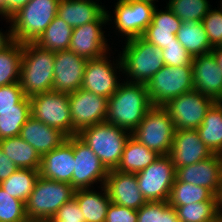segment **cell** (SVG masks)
<instances>
[{
	"label": "cell",
	"mask_w": 222,
	"mask_h": 222,
	"mask_svg": "<svg viewBox=\"0 0 222 222\" xmlns=\"http://www.w3.org/2000/svg\"><path fill=\"white\" fill-rule=\"evenodd\" d=\"M74 171L71 185L75 189L91 188L94 183L105 184L108 170L92 149L77 135L72 136Z\"/></svg>",
	"instance_id": "14"
},
{
	"label": "cell",
	"mask_w": 222,
	"mask_h": 222,
	"mask_svg": "<svg viewBox=\"0 0 222 222\" xmlns=\"http://www.w3.org/2000/svg\"><path fill=\"white\" fill-rule=\"evenodd\" d=\"M201 201H215V195L203 186L180 182L175 178L168 199L171 206H183Z\"/></svg>",
	"instance_id": "34"
},
{
	"label": "cell",
	"mask_w": 222,
	"mask_h": 222,
	"mask_svg": "<svg viewBox=\"0 0 222 222\" xmlns=\"http://www.w3.org/2000/svg\"><path fill=\"white\" fill-rule=\"evenodd\" d=\"M175 168L185 167L205 160L213 155L200 139L197 130H175L170 153Z\"/></svg>",
	"instance_id": "18"
},
{
	"label": "cell",
	"mask_w": 222,
	"mask_h": 222,
	"mask_svg": "<svg viewBox=\"0 0 222 222\" xmlns=\"http://www.w3.org/2000/svg\"><path fill=\"white\" fill-rule=\"evenodd\" d=\"M17 169L18 167L6 155H4L2 148L0 147V183L6 180Z\"/></svg>",
	"instance_id": "46"
},
{
	"label": "cell",
	"mask_w": 222,
	"mask_h": 222,
	"mask_svg": "<svg viewBox=\"0 0 222 222\" xmlns=\"http://www.w3.org/2000/svg\"><path fill=\"white\" fill-rule=\"evenodd\" d=\"M222 107V100L217 102Z\"/></svg>",
	"instance_id": "52"
},
{
	"label": "cell",
	"mask_w": 222,
	"mask_h": 222,
	"mask_svg": "<svg viewBox=\"0 0 222 222\" xmlns=\"http://www.w3.org/2000/svg\"><path fill=\"white\" fill-rule=\"evenodd\" d=\"M200 139L213 154L222 155V107L215 102L196 129Z\"/></svg>",
	"instance_id": "30"
},
{
	"label": "cell",
	"mask_w": 222,
	"mask_h": 222,
	"mask_svg": "<svg viewBox=\"0 0 222 222\" xmlns=\"http://www.w3.org/2000/svg\"><path fill=\"white\" fill-rule=\"evenodd\" d=\"M31 116V110L0 111V140L19 136L22 126Z\"/></svg>",
	"instance_id": "39"
},
{
	"label": "cell",
	"mask_w": 222,
	"mask_h": 222,
	"mask_svg": "<svg viewBox=\"0 0 222 222\" xmlns=\"http://www.w3.org/2000/svg\"><path fill=\"white\" fill-rule=\"evenodd\" d=\"M23 44L13 41L0 51V87L20 82Z\"/></svg>",
	"instance_id": "32"
},
{
	"label": "cell",
	"mask_w": 222,
	"mask_h": 222,
	"mask_svg": "<svg viewBox=\"0 0 222 222\" xmlns=\"http://www.w3.org/2000/svg\"><path fill=\"white\" fill-rule=\"evenodd\" d=\"M75 190L69 183L39 176L31 195L25 203L28 220L45 222L54 217L64 203L74 198Z\"/></svg>",
	"instance_id": "5"
},
{
	"label": "cell",
	"mask_w": 222,
	"mask_h": 222,
	"mask_svg": "<svg viewBox=\"0 0 222 222\" xmlns=\"http://www.w3.org/2000/svg\"><path fill=\"white\" fill-rule=\"evenodd\" d=\"M59 1L30 0L10 18L13 39L35 42L57 16Z\"/></svg>",
	"instance_id": "6"
},
{
	"label": "cell",
	"mask_w": 222,
	"mask_h": 222,
	"mask_svg": "<svg viewBox=\"0 0 222 222\" xmlns=\"http://www.w3.org/2000/svg\"><path fill=\"white\" fill-rule=\"evenodd\" d=\"M30 0H4V17L6 22L10 21V18L23 8Z\"/></svg>",
	"instance_id": "47"
},
{
	"label": "cell",
	"mask_w": 222,
	"mask_h": 222,
	"mask_svg": "<svg viewBox=\"0 0 222 222\" xmlns=\"http://www.w3.org/2000/svg\"><path fill=\"white\" fill-rule=\"evenodd\" d=\"M160 157L156 151L141 144L132 135L126 141L121 160L115 170L125 173H137Z\"/></svg>",
	"instance_id": "27"
},
{
	"label": "cell",
	"mask_w": 222,
	"mask_h": 222,
	"mask_svg": "<svg viewBox=\"0 0 222 222\" xmlns=\"http://www.w3.org/2000/svg\"><path fill=\"white\" fill-rule=\"evenodd\" d=\"M72 30L62 18L56 16L35 43L53 52L69 50Z\"/></svg>",
	"instance_id": "31"
},
{
	"label": "cell",
	"mask_w": 222,
	"mask_h": 222,
	"mask_svg": "<svg viewBox=\"0 0 222 222\" xmlns=\"http://www.w3.org/2000/svg\"><path fill=\"white\" fill-rule=\"evenodd\" d=\"M87 59L70 50L56 51L53 91L73 93L81 88Z\"/></svg>",
	"instance_id": "17"
},
{
	"label": "cell",
	"mask_w": 222,
	"mask_h": 222,
	"mask_svg": "<svg viewBox=\"0 0 222 222\" xmlns=\"http://www.w3.org/2000/svg\"><path fill=\"white\" fill-rule=\"evenodd\" d=\"M131 133L120 127L102 122L82 129L77 136L87 144L106 169H116Z\"/></svg>",
	"instance_id": "4"
},
{
	"label": "cell",
	"mask_w": 222,
	"mask_h": 222,
	"mask_svg": "<svg viewBox=\"0 0 222 222\" xmlns=\"http://www.w3.org/2000/svg\"><path fill=\"white\" fill-rule=\"evenodd\" d=\"M19 136L31 145L41 157L67 140V136L63 132L46 125L32 115L22 126Z\"/></svg>",
	"instance_id": "23"
},
{
	"label": "cell",
	"mask_w": 222,
	"mask_h": 222,
	"mask_svg": "<svg viewBox=\"0 0 222 222\" xmlns=\"http://www.w3.org/2000/svg\"><path fill=\"white\" fill-rule=\"evenodd\" d=\"M137 222H159V201L146 202L137 210Z\"/></svg>",
	"instance_id": "44"
},
{
	"label": "cell",
	"mask_w": 222,
	"mask_h": 222,
	"mask_svg": "<svg viewBox=\"0 0 222 222\" xmlns=\"http://www.w3.org/2000/svg\"><path fill=\"white\" fill-rule=\"evenodd\" d=\"M179 222H217L215 201H201L183 206H173Z\"/></svg>",
	"instance_id": "35"
},
{
	"label": "cell",
	"mask_w": 222,
	"mask_h": 222,
	"mask_svg": "<svg viewBox=\"0 0 222 222\" xmlns=\"http://www.w3.org/2000/svg\"><path fill=\"white\" fill-rule=\"evenodd\" d=\"M217 222H222V218H219V219L217 220Z\"/></svg>",
	"instance_id": "53"
},
{
	"label": "cell",
	"mask_w": 222,
	"mask_h": 222,
	"mask_svg": "<svg viewBox=\"0 0 222 222\" xmlns=\"http://www.w3.org/2000/svg\"><path fill=\"white\" fill-rule=\"evenodd\" d=\"M74 171L72 136L41 157L39 175L42 178L71 184Z\"/></svg>",
	"instance_id": "22"
},
{
	"label": "cell",
	"mask_w": 222,
	"mask_h": 222,
	"mask_svg": "<svg viewBox=\"0 0 222 222\" xmlns=\"http://www.w3.org/2000/svg\"><path fill=\"white\" fill-rule=\"evenodd\" d=\"M111 18L113 16L105 11L96 21L73 28L69 50L87 60L99 58L108 53L110 48L106 43L107 39L104 37L105 31L102 27L112 21Z\"/></svg>",
	"instance_id": "15"
},
{
	"label": "cell",
	"mask_w": 222,
	"mask_h": 222,
	"mask_svg": "<svg viewBox=\"0 0 222 222\" xmlns=\"http://www.w3.org/2000/svg\"><path fill=\"white\" fill-rule=\"evenodd\" d=\"M31 110L30 98L26 97L20 82L0 87V111Z\"/></svg>",
	"instance_id": "37"
},
{
	"label": "cell",
	"mask_w": 222,
	"mask_h": 222,
	"mask_svg": "<svg viewBox=\"0 0 222 222\" xmlns=\"http://www.w3.org/2000/svg\"><path fill=\"white\" fill-rule=\"evenodd\" d=\"M25 203L0 187V222H27Z\"/></svg>",
	"instance_id": "38"
},
{
	"label": "cell",
	"mask_w": 222,
	"mask_h": 222,
	"mask_svg": "<svg viewBox=\"0 0 222 222\" xmlns=\"http://www.w3.org/2000/svg\"><path fill=\"white\" fill-rule=\"evenodd\" d=\"M72 136L82 129L106 121L108 99L80 88L69 93Z\"/></svg>",
	"instance_id": "13"
},
{
	"label": "cell",
	"mask_w": 222,
	"mask_h": 222,
	"mask_svg": "<svg viewBox=\"0 0 222 222\" xmlns=\"http://www.w3.org/2000/svg\"><path fill=\"white\" fill-rule=\"evenodd\" d=\"M39 176V170L17 169L0 183V187L12 197L26 203Z\"/></svg>",
	"instance_id": "33"
},
{
	"label": "cell",
	"mask_w": 222,
	"mask_h": 222,
	"mask_svg": "<svg viewBox=\"0 0 222 222\" xmlns=\"http://www.w3.org/2000/svg\"><path fill=\"white\" fill-rule=\"evenodd\" d=\"M175 169L178 181L203 186L215 195L222 180V155L213 154L195 164Z\"/></svg>",
	"instance_id": "21"
},
{
	"label": "cell",
	"mask_w": 222,
	"mask_h": 222,
	"mask_svg": "<svg viewBox=\"0 0 222 222\" xmlns=\"http://www.w3.org/2000/svg\"><path fill=\"white\" fill-rule=\"evenodd\" d=\"M104 186L114 204L138 210L147 202L139 189L135 173L109 170Z\"/></svg>",
	"instance_id": "19"
},
{
	"label": "cell",
	"mask_w": 222,
	"mask_h": 222,
	"mask_svg": "<svg viewBox=\"0 0 222 222\" xmlns=\"http://www.w3.org/2000/svg\"><path fill=\"white\" fill-rule=\"evenodd\" d=\"M182 21L167 8L164 11L155 8L151 23L144 31L142 38L158 49H164L170 43H177V31Z\"/></svg>",
	"instance_id": "24"
},
{
	"label": "cell",
	"mask_w": 222,
	"mask_h": 222,
	"mask_svg": "<svg viewBox=\"0 0 222 222\" xmlns=\"http://www.w3.org/2000/svg\"><path fill=\"white\" fill-rule=\"evenodd\" d=\"M206 34L211 46H222V8L219 10L211 8L202 20Z\"/></svg>",
	"instance_id": "40"
},
{
	"label": "cell",
	"mask_w": 222,
	"mask_h": 222,
	"mask_svg": "<svg viewBox=\"0 0 222 222\" xmlns=\"http://www.w3.org/2000/svg\"><path fill=\"white\" fill-rule=\"evenodd\" d=\"M107 54L110 53H106L99 58L87 60L81 88L108 99L121 84L117 80L118 77L115 72L118 68L120 69L119 72L123 71V69L120 56L116 59L117 63L115 64L114 61L111 63Z\"/></svg>",
	"instance_id": "16"
},
{
	"label": "cell",
	"mask_w": 222,
	"mask_h": 222,
	"mask_svg": "<svg viewBox=\"0 0 222 222\" xmlns=\"http://www.w3.org/2000/svg\"><path fill=\"white\" fill-rule=\"evenodd\" d=\"M114 7L115 29L129 40L142 37L151 23L156 5L150 0H118Z\"/></svg>",
	"instance_id": "12"
},
{
	"label": "cell",
	"mask_w": 222,
	"mask_h": 222,
	"mask_svg": "<svg viewBox=\"0 0 222 222\" xmlns=\"http://www.w3.org/2000/svg\"><path fill=\"white\" fill-rule=\"evenodd\" d=\"M0 15L4 17V0H0Z\"/></svg>",
	"instance_id": "51"
},
{
	"label": "cell",
	"mask_w": 222,
	"mask_h": 222,
	"mask_svg": "<svg viewBox=\"0 0 222 222\" xmlns=\"http://www.w3.org/2000/svg\"><path fill=\"white\" fill-rule=\"evenodd\" d=\"M0 147L18 169H40L41 156L20 136L0 140Z\"/></svg>",
	"instance_id": "28"
},
{
	"label": "cell",
	"mask_w": 222,
	"mask_h": 222,
	"mask_svg": "<svg viewBox=\"0 0 222 222\" xmlns=\"http://www.w3.org/2000/svg\"><path fill=\"white\" fill-rule=\"evenodd\" d=\"M191 65L194 89L215 102L222 100V69L218 67L213 52L193 57Z\"/></svg>",
	"instance_id": "20"
},
{
	"label": "cell",
	"mask_w": 222,
	"mask_h": 222,
	"mask_svg": "<svg viewBox=\"0 0 222 222\" xmlns=\"http://www.w3.org/2000/svg\"><path fill=\"white\" fill-rule=\"evenodd\" d=\"M31 115L52 128L72 136L68 93L49 91L30 97Z\"/></svg>",
	"instance_id": "9"
},
{
	"label": "cell",
	"mask_w": 222,
	"mask_h": 222,
	"mask_svg": "<svg viewBox=\"0 0 222 222\" xmlns=\"http://www.w3.org/2000/svg\"><path fill=\"white\" fill-rule=\"evenodd\" d=\"M176 37L192 57L213 50L202 22L194 20L182 22Z\"/></svg>",
	"instance_id": "29"
},
{
	"label": "cell",
	"mask_w": 222,
	"mask_h": 222,
	"mask_svg": "<svg viewBox=\"0 0 222 222\" xmlns=\"http://www.w3.org/2000/svg\"><path fill=\"white\" fill-rule=\"evenodd\" d=\"M9 29L10 30H8V33L0 31V51L8 47L14 41L12 35V28L10 27Z\"/></svg>",
	"instance_id": "48"
},
{
	"label": "cell",
	"mask_w": 222,
	"mask_h": 222,
	"mask_svg": "<svg viewBox=\"0 0 222 222\" xmlns=\"http://www.w3.org/2000/svg\"><path fill=\"white\" fill-rule=\"evenodd\" d=\"M162 58L166 66H192L193 57L179 43H170L162 49Z\"/></svg>",
	"instance_id": "41"
},
{
	"label": "cell",
	"mask_w": 222,
	"mask_h": 222,
	"mask_svg": "<svg viewBox=\"0 0 222 222\" xmlns=\"http://www.w3.org/2000/svg\"><path fill=\"white\" fill-rule=\"evenodd\" d=\"M153 106H164L170 100L194 90L192 66H163L147 82Z\"/></svg>",
	"instance_id": "8"
},
{
	"label": "cell",
	"mask_w": 222,
	"mask_h": 222,
	"mask_svg": "<svg viewBox=\"0 0 222 222\" xmlns=\"http://www.w3.org/2000/svg\"><path fill=\"white\" fill-rule=\"evenodd\" d=\"M137 210L110 203L105 222H137Z\"/></svg>",
	"instance_id": "43"
},
{
	"label": "cell",
	"mask_w": 222,
	"mask_h": 222,
	"mask_svg": "<svg viewBox=\"0 0 222 222\" xmlns=\"http://www.w3.org/2000/svg\"><path fill=\"white\" fill-rule=\"evenodd\" d=\"M152 107L146 84L124 81L108 98L106 122L132 133Z\"/></svg>",
	"instance_id": "1"
},
{
	"label": "cell",
	"mask_w": 222,
	"mask_h": 222,
	"mask_svg": "<svg viewBox=\"0 0 222 222\" xmlns=\"http://www.w3.org/2000/svg\"><path fill=\"white\" fill-rule=\"evenodd\" d=\"M215 202L219 218H222V180L215 194Z\"/></svg>",
	"instance_id": "49"
},
{
	"label": "cell",
	"mask_w": 222,
	"mask_h": 222,
	"mask_svg": "<svg viewBox=\"0 0 222 222\" xmlns=\"http://www.w3.org/2000/svg\"><path fill=\"white\" fill-rule=\"evenodd\" d=\"M159 222H179L174 207L168 201H159Z\"/></svg>",
	"instance_id": "45"
},
{
	"label": "cell",
	"mask_w": 222,
	"mask_h": 222,
	"mask_svg": "<svg viewBox=\"0 0 222 222\" xmlns=\"http://www.w3.org/2000/svg\"><path fill=\"white\" fill-rule=\"evenodd\" d=\"M45 222H85V220L77 201L73 198L71 201L64 203L55 216Z\"/></svg>",
	"instance_id": "42"
},
{
	"label": "cell",
	"mask_w": 222,
	"mask_h": 222,
	"mask_svg": "<svg viewBox=\"0 0 222 222\" xmlns=\"http://www.w3.org/2000/svg\"><path fill=\"white\" fill-rule=\"evenodd\" d=\"M174 132L169 112L163 106H153L131 135L150 150L160 155H168Z\"/></svg>",
	"instance_id": "7"
},
{
	"label": "cell",
	"mask_w": 222,
	"mask_h": 222,
	"mask_svg": "<svg viewBox=\"0 0 222 222\" xmlns=\"http://www.w3.org/2000/svg\"><path fill=\"white\" fill-rule=\"evenodd\" d=\"M55 52L35 42L23 44L20 85L26 97L53 90Z\"/></svg>",
	"instance_id": "2"
},
{
	"label": "cell",
	"mask_w": 222,
	"mask_h": 222,
	"mask_svg": "<svg viewBox=\"0 0 222 222\" xmlns=\"http://www.w3.org/2000/svg\"><path fill=\"white\" fill-rule=\"evenodd\" d=\"M209 3L207 0H169L167 8L182 22L189 20L202 22L211 8Z\"/></svg>",
	"instance_id": "36"
},
{
	"label": "cell",
	"mask_w": 222,
	"mask_h": 222,
	"mask_svg": "<svg viewBox=\"0 0 222 222\" xmlns=\"http://www.w3.org/2000/svg\"><path fill=\"white\" fill-rule=\"evenodd\" d=\"M214 103L212 98L194 89L170 100L163 107L169 112L175 130H196Z\"/></svg>",
	"instance_id": "11"
},
{
	"label": "cell",
	"mask_w": 222,
	"mask_h": 222,
	"mask_svg": "<svg viewBox=\"0 0 222 222\" xmlns=\"http://www.w3.org/2000/svg\"><path fill=\"white\" fill-rule=\"evenodd\" d=\"M105 7L90 0H60L57 16L72 28L96 21Z\"/></svg>",
	"instance_id": "25"
},
{
	"label": "cell",
	"mask_w": 222,
	"mask_h": 222,
	"mask_svg": "<svg viewBox=\"0 0 222 222\" xmlns=\"http://www.w3.org/2000/svg\"><path fill=\"white\" fill-rule=\"evenodd\" d=\"M135 174L147 202L168 201L176 178V169L169 155H160L155 162Z\"/></svg>",
	"instance_id": "10"
},
{
	"label": "cell",
	"mask_w": 222,
	"mask_h": 222,
	"mask_svg": "<svg viewBox=\"0 0 222 222\" xmlns=\"http://www.w3.org/2000/svg\"><path fill=\"white\" fill-rule=\"evenodd\" d=\"M126 45L119 55L122 73L128 76L127 82L144 83L152 78L163 66L162 50L142 37L125 40Z\"/></svg>",
	"instance_id": "3"
},
{
	"label": "cell",
	"mask_w": 222,
	"mask_h": 222,
	"mask_svg": "<svg viewBox=\"0 0 222 222\" xmlns=\"http://www.w3.org/2000/svg\"><path fill=\"white\" fill-rule=\"evenodd\" d=\"M99 193L92 188L76 189L74 199L83 213L85 222H105L108 206L111 203L105 186Z\"/></svg>",
	"instance_id": "26"
},
{
	"label": "cell",
	"mask_w": 222,
	"mask_h": 222,
	"mask_svg": "<svg viewBox=\"0 0 222 222\" xmlns=\"http://www.w3.org/2000/svg\"><path fill=\"white\" fill-rule=\"evenodd\" d=\"M218 67L222 69V46L214 47L212 50Z\"/></svg>",
	"instance_id": "50"
}]
</instances>
